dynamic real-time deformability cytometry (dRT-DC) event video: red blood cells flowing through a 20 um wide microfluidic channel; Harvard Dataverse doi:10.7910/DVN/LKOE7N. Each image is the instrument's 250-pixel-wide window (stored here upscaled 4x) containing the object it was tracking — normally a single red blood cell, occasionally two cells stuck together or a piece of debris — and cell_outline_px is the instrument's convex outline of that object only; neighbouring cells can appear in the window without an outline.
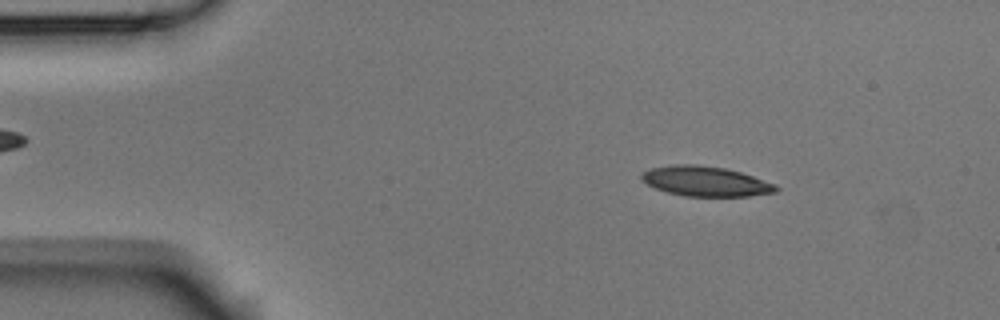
{"species": "Egyptian fruit bat (a non-hibernating species)", "species_latin": "Rousettus aegyptiacus", "temperature_condition": "room temperature", "stored_images_in_passage": 4, "camera_frame_rate_fps": 3000, "um_per_image_px": 0.085, "animal": {"sex": "male"}, "frame": {"image": 1, "passage_image": 2, "time_ms": 0.333, "image_size_px": [1000, 320], "cell_outline_px": [[780, 188], [776, 192], [748, 196], [684, 196], [668, 192], [656, 188], [640, 180], [640, 172], [648, 168], [676, 164], [696, 164], [724, 168], [740, 172], [776, 184]], "centroid_in_image_um": [59.94, 15.4], "position_along_channel_um": 25.1, "area_um2": 23.52}}